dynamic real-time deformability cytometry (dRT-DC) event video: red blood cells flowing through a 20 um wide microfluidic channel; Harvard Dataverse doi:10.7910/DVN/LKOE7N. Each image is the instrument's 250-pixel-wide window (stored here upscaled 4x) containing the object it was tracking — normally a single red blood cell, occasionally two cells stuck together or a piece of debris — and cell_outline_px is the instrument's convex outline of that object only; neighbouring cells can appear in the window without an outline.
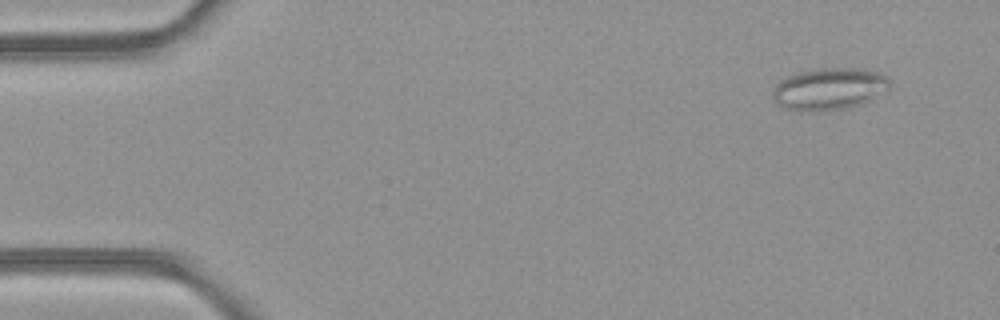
{"species": "common noctule bat (a hibernating species)", "species_latin": "Nyctalus noctula", "temperature_condition": "room temperature", "stored_images_in_passage": 47, "camera_frame_rate_fps": 3000, "um_per_image_px": 0.085, "animal": {"sex": "female", "body_mass_g": 21.9}, "frame": {"image": 1, "passage_image": 2, "time_ms": 0.333, "image_size_px": [1000, 320], "cell_outline_px": [[892, 88], [888, 92], [860, 104], [848, 108], [820, 112], [808, 112], [780, 108], [772, 100], [772, 92], [776, 84], [780, 80], [788, 76], [800, 72], [820, 68], [860, 68], [880, 72], [888, 76], [892, 80]], "centroid_in_image_um": [70.52, 7.57], "position_along_channel_um": 14.5, "area_um2": 29.59}}
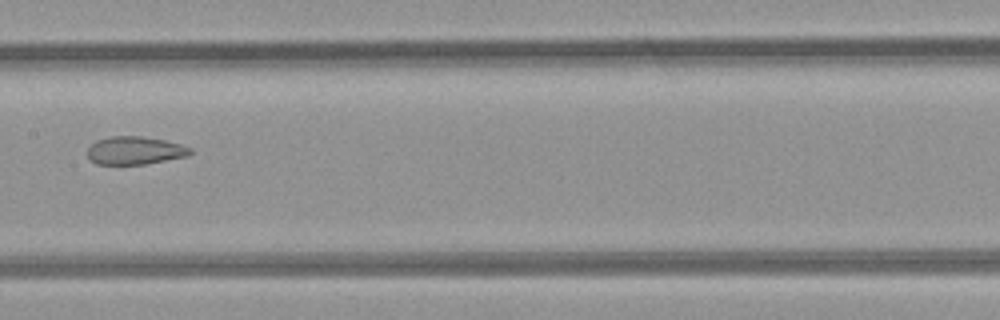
{"frame": {"image": 2, "passage_image": 23, "time_ms": 7.333, "image_size_px": [1000, 320], "cell_outline_px": [[192, 152], [188, 156], [144, 164], [96, 164], [88, 160], [88, 148], [96, 140], [112, 136], [140, 136], [164, 140], [180, 144], [192, 148]], "centroid_in_image_um": [11.45, 12.79], "position_along_channel_um": 195.9, "area_um2": 16.76}}
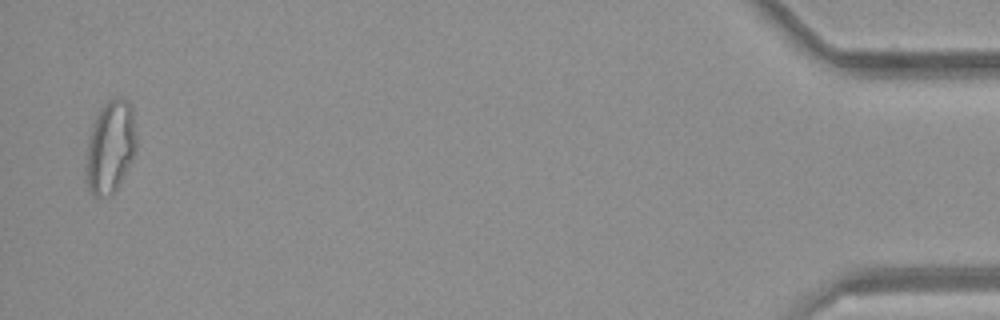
{"frame": {"image": 3, "passage_image": 46, "time_ms": 15.0, "image_size_px": [1000, 320], "cell_outline_px": [[136, 152], [132, 160], [116, 188], [108, 196], [96, 196], [88, 188], [84, 180], [84, 168], [88, 140], [92, 124], [100, 108], [108, 100], [116, 96], [120, 96], [128, 100], [132, 104], [136, 136]], "centroid_in_image_um": [9.36, 12.45], "position_along_channel_um": 425.8, "area_um2": 27.63}, "authors_computed_cell_mechanics": {"area_um2": 22.5998, "velocity_mm_per_s": 4.2561, "shape_relaxation_time_tau1_ms": null, "shape_relaxation_time_tau2_ms": 1.3737, "deformation_change_tau1": null, "deformation_change_tau2": 0.0773}}